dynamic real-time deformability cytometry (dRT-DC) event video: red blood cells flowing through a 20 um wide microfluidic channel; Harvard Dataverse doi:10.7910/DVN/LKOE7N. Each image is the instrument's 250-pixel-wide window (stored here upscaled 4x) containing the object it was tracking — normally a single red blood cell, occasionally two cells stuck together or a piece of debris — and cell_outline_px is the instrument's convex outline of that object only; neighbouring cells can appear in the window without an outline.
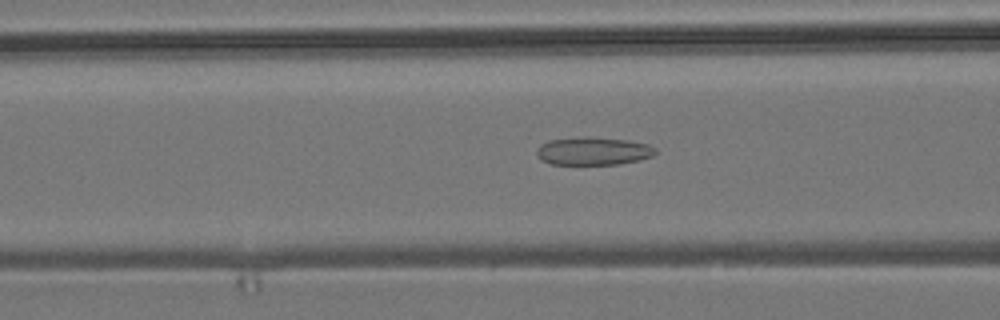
{"species": "common noctule bat (a hibernating species)", "species_latin": "Nyctalus noctula", "temperature_condition": "room temperature", "stored_images_in_passage": 50, "camera_frame_rate_fps": 3000, "um_per_image_px": 0.085, "animal": {"sex": "male", "body_mass_g": 19.2, "forearm_length_mm": 51.8}, "frame": {"image": 1, "passage_image": 18, "time_ms": 5.667, "image_size_px": [1000, 320], "cell_outline_px": [[656, 152], [652, 156], [640, 160], [616, 164], [552, 164], [540, 160], [536, 156], [536, 148], [540, 144], [548, 140], [628, 140], [648, 144], [656, 148]], "centroid_in_image_um": [50.42, 12.9], "position_along_channel_um": 116.2, "area_um2": 18.38}}
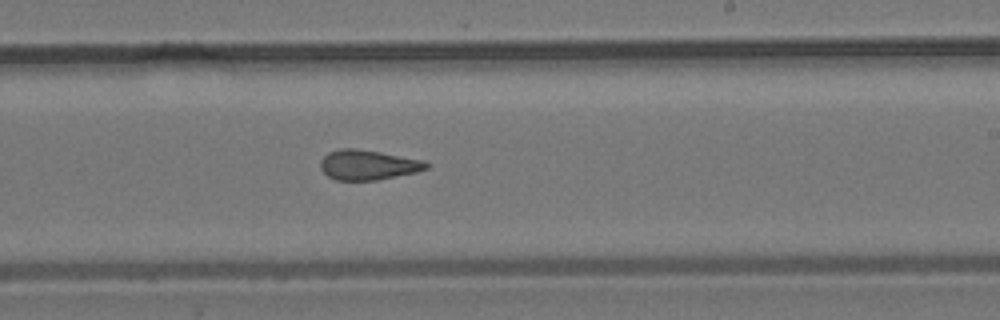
{"frame": {"image": 2, "passage_image": 29, "time_ms": 9.333, "image_size_px": [1000, 320], "cell_outline_px": [[428, 168], [416, 172], [376, 180], [336, 180], [328, 176], [320, 168], [320, 160], [328, 152], [340, 148], [356, 148], [380, 152], [424, 160], [428, 164]], "centroid_in_image_um": [31.25, 14.01], "position_along_channel_um": 257.7, "area_um2": 18.44}}
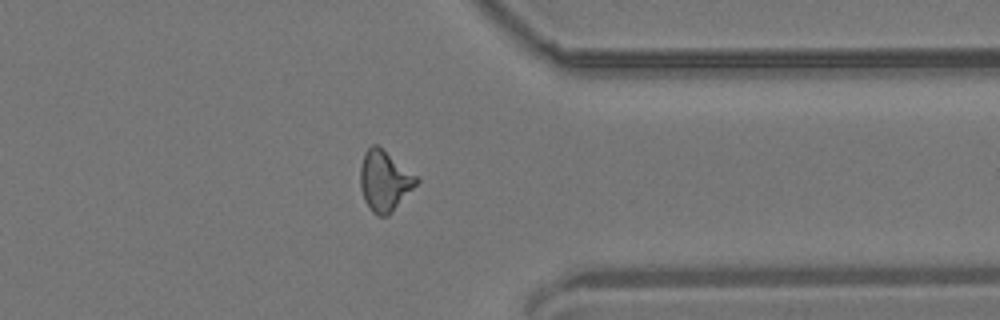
{"frame": {"image": 3, "passage_image": 39, "time_ms": 12.667, "image_size_px": [1000, 320], "cell_outline_px": [[420, 180], [392, 212], [388, 216], [376, 216], [372, 212], [364, 200], [360, 188], [360, 164], [364, 152], [372, 144], [376, 144], [416, 176]], "centroid_in_image_um": [32.64, 15.39], "position_along_channel_um": 378.8, "area_um2": 19.59}, "authors_computed_cell_mechanics": {"area_um2": 19.0162, "velocity_mm_per_s": 3.858, "shape_relaxation_time_tau1_ms": null, "shape_relaxation_time_tau2_ms": 2.1043, "deformation_change_tau1": null, "deformation_change_tau2": 0.1104}}